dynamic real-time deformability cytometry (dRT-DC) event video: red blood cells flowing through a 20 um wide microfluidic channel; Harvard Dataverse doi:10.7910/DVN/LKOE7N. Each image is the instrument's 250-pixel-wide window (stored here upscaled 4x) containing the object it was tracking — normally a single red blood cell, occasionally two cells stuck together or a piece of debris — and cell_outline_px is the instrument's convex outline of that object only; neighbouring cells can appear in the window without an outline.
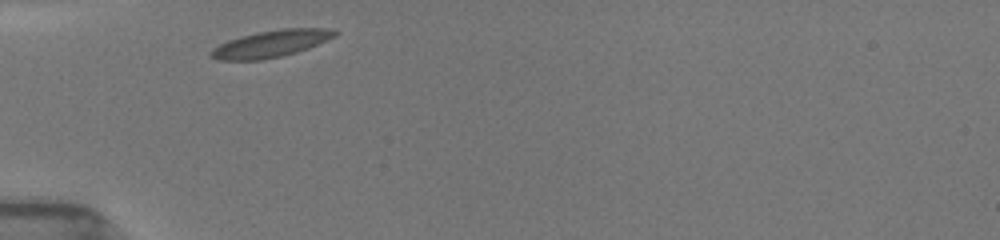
{"species": "common noctule bat (a hibernating species)", "species_latin": "Nyctalus noctula", "temperature_condition": "room temperature", "stored_images_in_passage": 15, "camera_frame_rate_fps": 3000, "um_per_image_px": 0.085, "animal": {"sex": "female", "body_mass_g": 19.5, "forearm_length_mm": 54.1}, "frame": {"image": 1, "passage_image": 1, "time_ms": 0.0, "image_size_px": [1000, 240], "cell_outline_px": [[340, 32], [336, 36], [308, 48], [296, 52], [280, 56], [260, 60], [220, 60], [208, 56], [208, 52], [212, 48], [228, 40], [240, 36], [256, 32], [284, 28], [328, 28]], "centroid_in_image_um": [23.01, 3.71], "position_along_channel_um": 62.0, "area_um2": 19.48}}
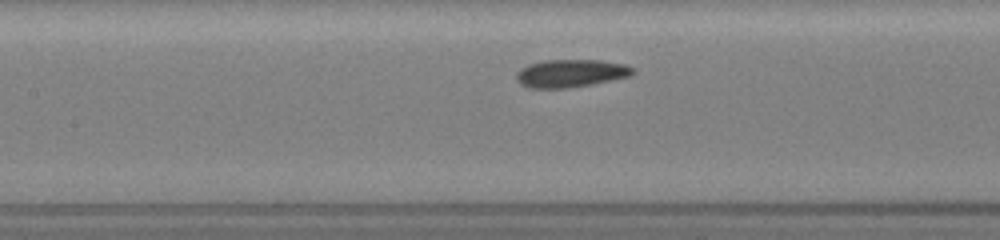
{"frame": {"image": 2, "passage_image": 6, "time_ms": 2.667, "image_size_px": [1000, 240], "cell_outline_px": [[636, 72], [632, 76], [592, 84], [568, 88], [528, 88], [520, 84], [516, 80], [516, 72], [520, 68], [528, 64], [544, 60], [600, 60], [624, 64], [636, 68]], "centroid_in_image_um": [48.52, 6.23], "position_along_channel_um": 158.9, "area_um2": 19.19}}
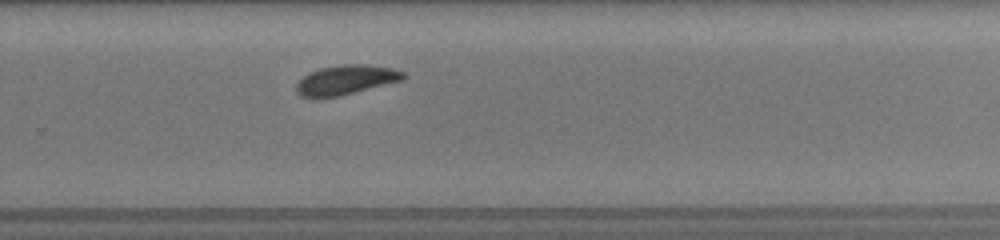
{"frame": {"image": 3, "passage_image": 15, "time_ms": 6.333, "image_size_px": [1000, 240], "cell_outline_px": [[408, 76], [400, 80], [340, 96], [300, 96], [296, 92], [296, 84], [308, 72], [320, 68], [344, 64], [364, 64], [392, 68], [404, 72]], "centroid_in_image_um": [29.4, 6.77], "position_along_channel_um": 300.4, "area_um2": 18.03}}